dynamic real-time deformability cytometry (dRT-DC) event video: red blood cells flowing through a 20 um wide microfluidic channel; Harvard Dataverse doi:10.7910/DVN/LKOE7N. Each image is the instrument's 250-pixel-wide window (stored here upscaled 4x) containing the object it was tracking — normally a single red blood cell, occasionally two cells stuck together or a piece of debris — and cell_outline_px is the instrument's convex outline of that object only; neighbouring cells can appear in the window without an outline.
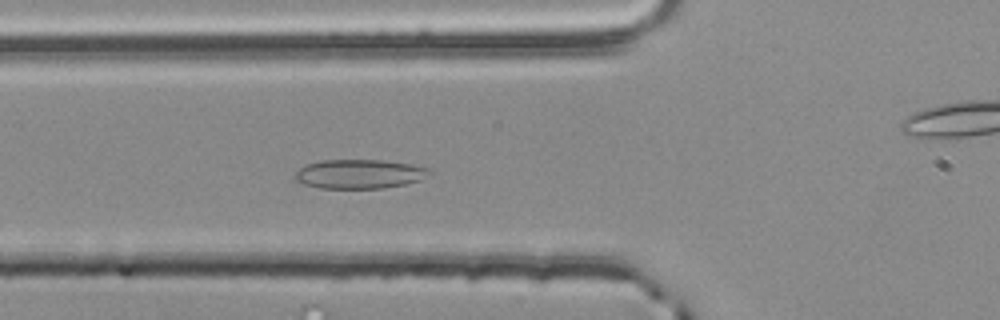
{"species": "common noctule bat (a hibernating species)", "species_latin": "Nyctalus noctula", "temperature_condition": "room temperature", "stored_images_in_passage": 41, "camera_frame_rate_fps": 3000, "um_per_image_px": 0.085, "animal": {"sex": "male", "body_mass_g": 20.4}, "frame": {"image": 1, "passage_image": 5, "time_ms": 1.333, "image_size_px": [1000, 320], "cell_outline_px": [[432, 172], [420, 180], [404, 184], [384, 188], [320, 188], [304, 184], [296, 180], [296, 172], [300, 168], [308, 164], [320, 160], [384, 160], [412, 164], [428, 168]], "centroid_in_image_um": [30.57, 14.78], "position_along_channel_um": 95.2, "area_um2": 22.72}}
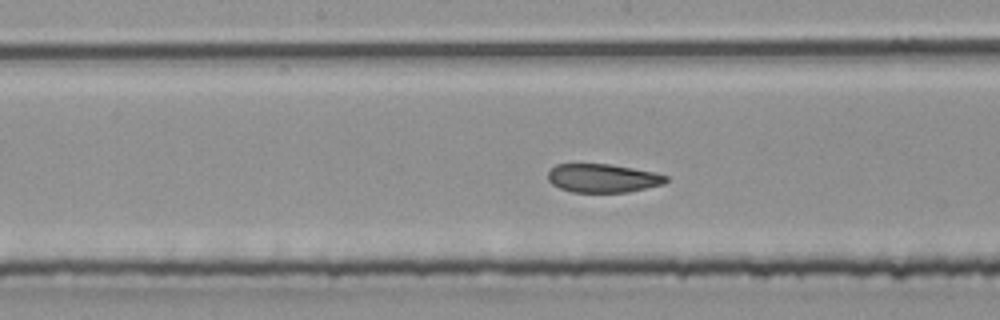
{"frame": {"image": 2, "passage_image": 13, "time_ms": 4.0, "image_size_px": [1000, 320], "cell_outline_px": [[668, 180], [664, 184], [628, 192], [572, 192], [560, 188], [552, 184], [548, 180], [548, 172], [556, 164], [608, 164], [632, 168], [652, 172], [668, 176]], "centroid_in_image_um": [51.23, 15.15], "position_along_channel_um": 197.0, "area_um2": 19.54}}
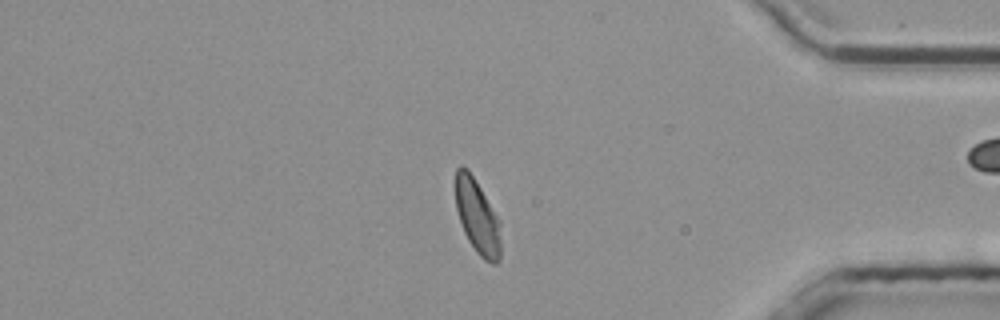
{"frame": {"image": 3, "passage_image": 31, "time_ms": 10.0, "image_size_px": [1000, 320], "cell_outline_px": [[500, 260], [496, 264], [492, 264], [484, 260], [476, 252], [468, 240], [464, 232], [456, 208], [456, 168], [460, 164], [468, 168], [500, 220]], "centroid_in_image_um": [40.58, 18.43], "position_along_channel_um": 394.6, "area_um2": 19.65}, "authors_computed_cell_mechanics": {"area_um2": 20.519, "velocity_mm_per_s": 3.7993, "shape_relaxation_time_tau1_ms": 8.706, "shape_relaxation_time_tau2_ms": 1.7026, "deformation_change_tau1": 0.1452, "deformation_change_tau2": 0.0764}}